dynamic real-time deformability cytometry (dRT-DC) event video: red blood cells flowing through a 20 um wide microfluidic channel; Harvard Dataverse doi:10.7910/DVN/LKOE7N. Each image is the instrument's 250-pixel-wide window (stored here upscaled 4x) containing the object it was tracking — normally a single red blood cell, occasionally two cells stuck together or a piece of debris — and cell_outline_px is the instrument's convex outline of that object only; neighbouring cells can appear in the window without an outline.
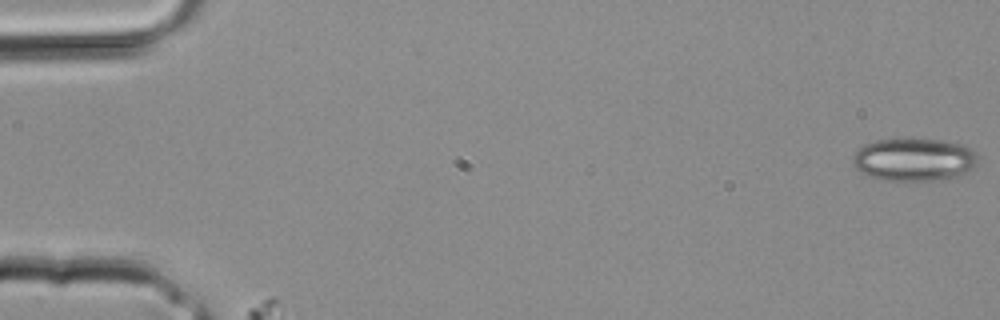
{"species": "common noctule bat (a hibernating species)", "species_latin": "Nyctalus noctula", "temperature_condition": "room temperature", "stored_images_in_passage": 31, "segment_of_instrument_passage": [1, 2], "camera_frame_rate_fps": 3000, "um_per_image_px": 0.085, "animal": {"sex": "male", "body_mass_g": 20.4}, "frame": {"image": 1, "passage_image": 1, "time_ms": 0.0, "image_size_px": [1000, 320], "cell_outline_px": [[980, 160], [976, 164], [964, 172], [956, 176], [940, 180], [876, 180], [860, 172], [856, 168], [852, 160], [852, 156], [864, 144], [876, 140], [936, 140], [960, 144], [968, 148], [980, 156]], "centroid_in_image_um": [77.66, 13.58], "position_along_channel_um": 7.3, "area_um2": 30.87}}